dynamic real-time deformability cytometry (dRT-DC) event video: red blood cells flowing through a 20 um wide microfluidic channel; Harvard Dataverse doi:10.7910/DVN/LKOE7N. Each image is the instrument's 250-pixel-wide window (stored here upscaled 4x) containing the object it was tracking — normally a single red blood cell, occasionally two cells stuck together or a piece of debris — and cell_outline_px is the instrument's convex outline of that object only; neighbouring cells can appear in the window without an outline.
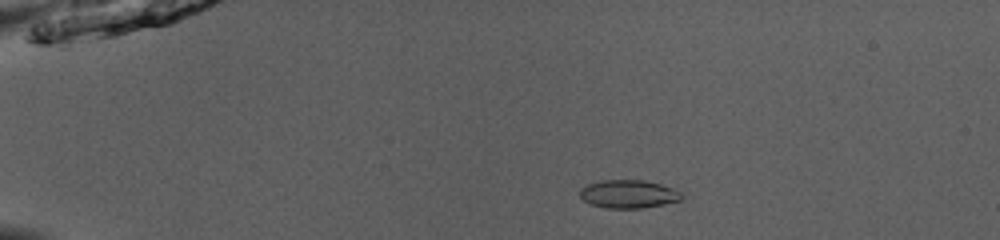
{"species": "common noctule bat (a hibernating species)", "species_latin": "Nyctalus noctula", "temperature_condition": "room temperature", "stored_images_in_passage": 29, "camera_frame_rate_fps": 3000, "um_per_image_px": 0.085, "animal": {"sex": "male", "body_mass_g": 13.0, "forearm_length_mm": 53.1}, "frame": {"image": 1, "passage_image": 12, "time_ms": 3.667, "image_size_px": [1000, 240], "cell_outline_px": [[684, 196], [680, 200], [664, 204], [640, 208], [608, 208], [592, 204], [584, 200], [580, 196], [580, 188], [588, 184], [600, 180], [644, 180], [660, 184], [672, 188], [680, 192]], "centroid_in_image_um": [53.42, 16.48], "position_along_channel_um": 31.6, "area_um2": 16.59}}
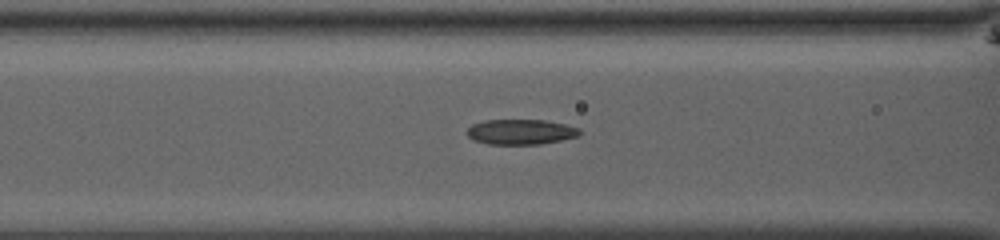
{"frame": {"image": 2, "passage_image": 24, "time_ms": 7.667, "image_size_px": [1000, 240], "cell_outline_px": [[580, 136], [540, 144], [488, 144], [472, 140], [468, 136], [468, 128], [472, 124], [484, 120], [544, 120], [564, 124], [580, 128]], "centroid_in_image_um": [44.26, 11.21], "position_along_channel_um": 122.3, "area_um2": 16.53}}
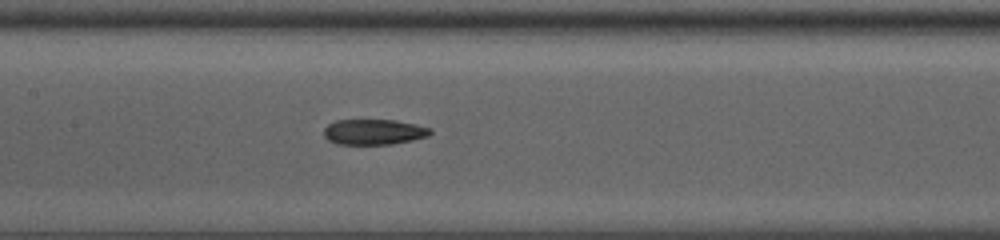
{"frame": {"image": 3, "passage_image": 28, "time_ms": 9.0, "image_size_px": [1000, 240], "cell_outline_px": [[432, 132], [428, 136], [412, 140], [392, 144], [336, 144], [328, 140], [324, 136], [324, 128], [328, 124], [336, 120], [396, 120], [416, 124], [432, 128]], "centroid_in_image_um": [31.78, 11.21], "position_along_channel_um": 175.6, "area_um2": 15.9}}